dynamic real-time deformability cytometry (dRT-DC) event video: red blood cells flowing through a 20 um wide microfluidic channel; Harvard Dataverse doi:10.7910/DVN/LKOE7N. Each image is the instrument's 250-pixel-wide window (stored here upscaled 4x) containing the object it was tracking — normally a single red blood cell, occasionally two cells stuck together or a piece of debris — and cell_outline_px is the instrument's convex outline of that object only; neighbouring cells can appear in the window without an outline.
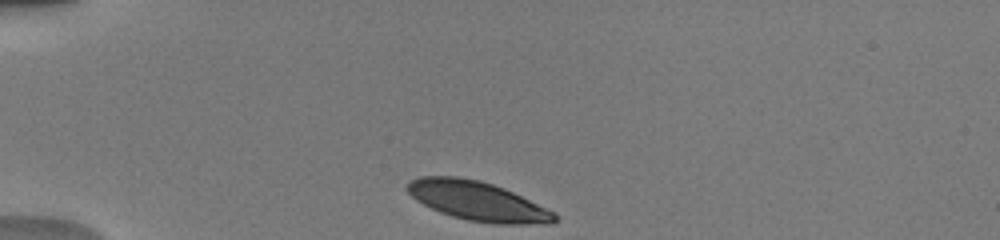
{"species": "human", "species_latin": "Homo sapiens", "temperature_condition": "warm", "stored_images_in_passage": 54, "camera_frame_rate_fps": 3000, "um_per_image_px": 0.085, "donor": {"sex": "male"}, "frame": {"image": 1, "passage_image": 1, "time_ms": 0.0, "image_size_px": [1000, 240], "cell_outline_px": [[556, 220], [552, 224], [500, 224], [468, 220], [452, 216], [440, 212], [416, 200], [404, 188], [412, 180], [420, 176], [456, 176], [480, 180], [504, 188], [556, 212]], "centroid_in_image_um": [40.61, 17.09], "position_along_channel_um": 44.4, "area_um2": 33.58}}
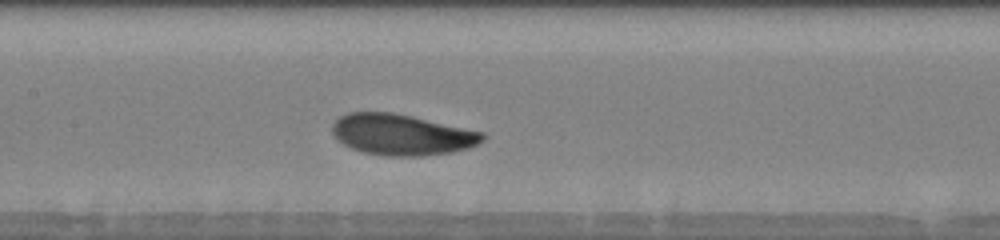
{"frame": {"image": 2, "passage_image": 19, "time_ms": 4.333, "image_size_px": [1000, 240], "cell_outline_px": [[484, 140], [468, 148], [452, 152], [420, 156], [388, 156], [364, 152], [352, 148], [344, 144], [332, 132], [332, 124], [340, 116], [348, 112], [392, 112], [412, 116], [484, 132]], "centroid_in_image_um": [34.15, 11.44], "position_along_channel_um": 173.2, "area_um2": 35.66}}
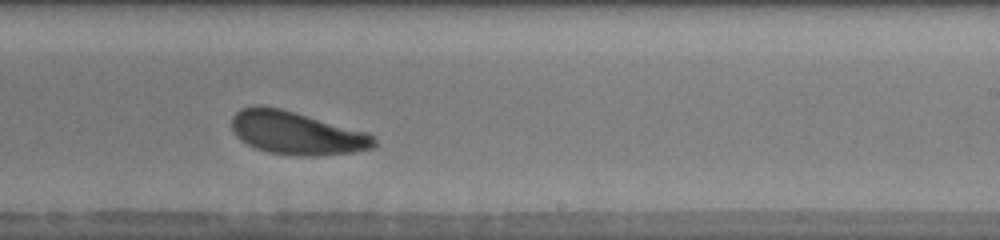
{"frame": {"image": 3, "passage_image": 31, "time_ms": 6.667, "image_size_px": [1000, 240], "cell_outline_px": [[376, 148], [352, 152], [320, 156], [300, 156], [268, 152], [256, 148], [240, 140], [236, 136], [232, 128], [232, 116], [240, 108], [256, 104], [260, 104], [280, 108], [368, 132], [376, 140]], "centroid_in_image_um": [25.2, 11.3], "position_along_channel_um": 263.8, "area_um2": 36.01}, "authors_computed_cell_mechanics": {"area_um2": 35.9227, "velocity_mm_per_s": 3.8935, "shape_relaxation_time_tau1_ms": 2.0032, "shape_relaxation_time_tau2_ms": null, "deformation_change_tau1": 0.125, "deformation_change_tau2": null}}